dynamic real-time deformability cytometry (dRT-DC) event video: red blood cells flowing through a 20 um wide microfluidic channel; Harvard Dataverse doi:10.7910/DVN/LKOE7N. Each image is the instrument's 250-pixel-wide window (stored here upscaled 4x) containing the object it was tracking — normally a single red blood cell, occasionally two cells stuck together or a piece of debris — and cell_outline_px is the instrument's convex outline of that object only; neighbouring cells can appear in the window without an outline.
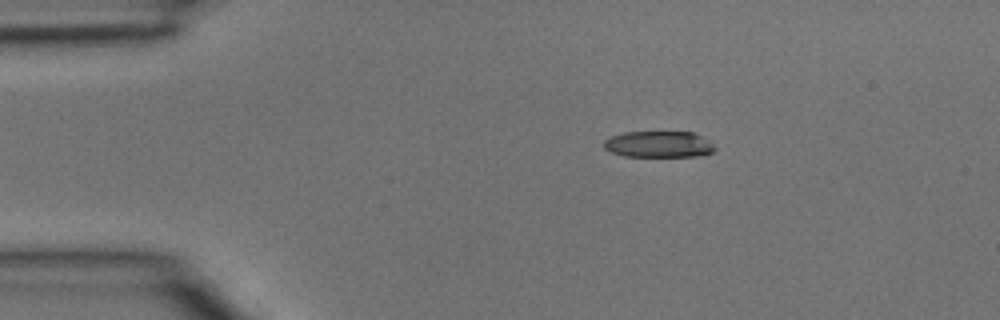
{"species": "common noctule bat (a hibernating species)", "species_latin": "Nyctalus noctula", "temperature_condition": "room temperature", "stored_images_in_passage": 3, "camera_frame_rate_fps": 3000, "um_per_image_px": 0.085, "animal": {"sex": "male", "body_mass_g": 15.6}, "frame": {"image": 1, "passage_image": 1, "time_ms": 0.0, "image_size_px": [1000, 320], "cell_outline_px": [[716, 148], [712, 152], [700, 156], [624, 156], [612, 152], [604, 148], [604, 140], [612, 136], [624, 132], [692, 132], [700, 136], [712, 144]], "centroid_in_image_um": [55.97, 12.27], "position_along_channel_um": 29.0, "area_um2": 16.82}}